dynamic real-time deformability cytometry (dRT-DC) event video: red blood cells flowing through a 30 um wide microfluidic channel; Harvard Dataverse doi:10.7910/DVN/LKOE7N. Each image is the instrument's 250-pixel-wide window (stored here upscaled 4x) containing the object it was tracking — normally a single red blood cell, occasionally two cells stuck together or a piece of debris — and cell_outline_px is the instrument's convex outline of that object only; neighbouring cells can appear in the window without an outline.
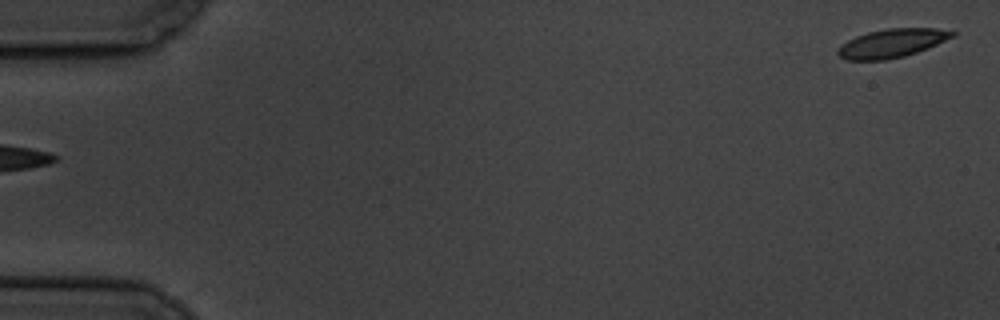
{"species": "common noctule bat (a hibernating species)", "species_latin": "Nyctalus noctula", "temperature_condition": "cold", "stored_images_in_passage": 6, "segment_of_instrument_passage": [2, 2], "camera_frame_rate_fps": 3000, "um_per_image_px": 0.085, "animal": {"sex": "male", "body_mass_g": 19.5, "forearm_length_mm": 54.6}, "frame": {"image": 1, "passage_image": 6, "time_ms": 5.667, "image_size_px": [1000, 320], "cell_outline_px": [[956, 36], [928, 48], [904, 56], [884, 60], [844, 60], [836, 52], [836, 48], [840, 44], [856, 36], [868, 32], [888, 28], [936, 28], [956, 32]], "centroid_in_image_um": [75.79, 3.67], "position_along_channel_um": 9.2, "area_um2": 19.19}}